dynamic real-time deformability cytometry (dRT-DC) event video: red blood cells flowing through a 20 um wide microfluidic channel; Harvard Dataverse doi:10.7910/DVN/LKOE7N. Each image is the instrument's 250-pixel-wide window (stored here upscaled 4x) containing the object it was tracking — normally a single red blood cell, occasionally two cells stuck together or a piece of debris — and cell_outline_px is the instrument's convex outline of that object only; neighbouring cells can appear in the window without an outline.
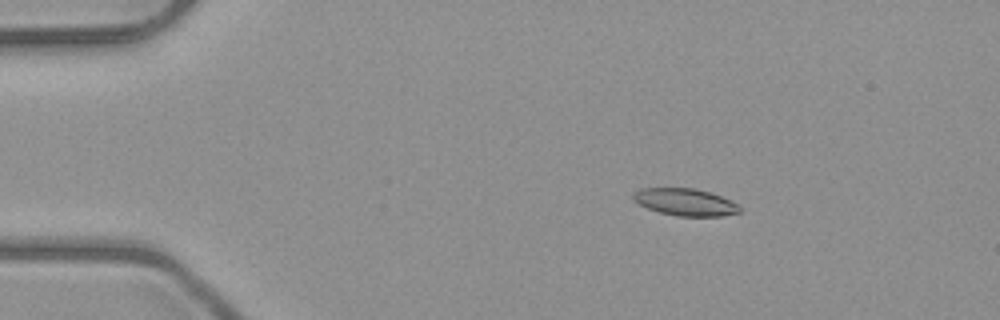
{"species": "common noctule bat (a hibernating species)", "species_latin": "Nyctalus noctula", "temperature_condition": "room temperature", "stored_images_in_passage": 5, "camera_frame_rate_fps": 3000, "um_per_image_px": 0.085, "animal": {"sex": "male", "body_mass_g": 23.1, "forearm_length_mm": 52.7}, "frame": {"image": 1, "passage_image": 3, "time_ms": 2.333, "image_size_px": [1000, 320], "cell_outline_px": [[740, 212], [724, 216], [676, 216], [660, 212], [648, 208], [640, 204], [632, 196], [632, 192], [640, 188], [696, 188], [720, 196], [736, 204], [740, 208]], "centroid_in_image_um": [58.22, 17.17], "position_along_channel_um": 26.8, "area_um2": 16.65}}